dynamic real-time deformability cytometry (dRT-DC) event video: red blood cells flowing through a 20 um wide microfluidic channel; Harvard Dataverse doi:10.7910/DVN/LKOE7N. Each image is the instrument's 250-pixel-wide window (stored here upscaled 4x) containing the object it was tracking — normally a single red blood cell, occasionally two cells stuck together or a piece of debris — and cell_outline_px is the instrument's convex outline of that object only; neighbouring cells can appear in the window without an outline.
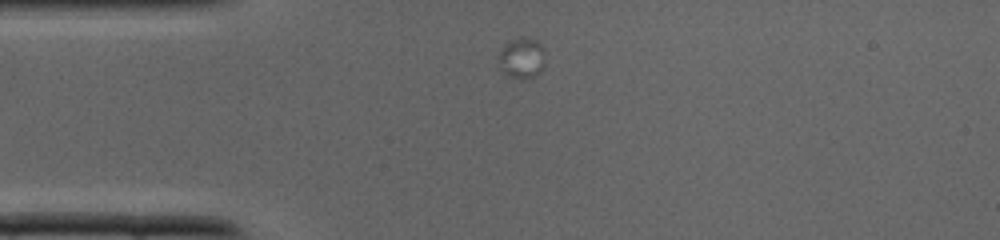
{"species": "common noctule bat (a hibernating species)", "species_latin": "Nyctalus noctula", "temperature_condition": "cold", "stored_images_in_passage": 4, "camera_frame_rate_fps": 3000, "um_per_image_px": 0.085, "animal": {"sex": "male", "body_mass_g": 19.0, "forearm_length_mm": 50.8}, "frame": {"image": 1, "passage_image": 1, "time_ms": 0.0, "image_size_px": [1000, 240], "cell_outline_px": [[544, 64], [540, 72], [536, 76], [524, 80], [508, 76], [496, 68], [496, 60], [504, 44], [512, 40], [536, 40], [544, 48]], "centroid_in_image_um": [44.3, 5.02], "position_along_channel_um": 40.7, "area_um2": 11.21}}